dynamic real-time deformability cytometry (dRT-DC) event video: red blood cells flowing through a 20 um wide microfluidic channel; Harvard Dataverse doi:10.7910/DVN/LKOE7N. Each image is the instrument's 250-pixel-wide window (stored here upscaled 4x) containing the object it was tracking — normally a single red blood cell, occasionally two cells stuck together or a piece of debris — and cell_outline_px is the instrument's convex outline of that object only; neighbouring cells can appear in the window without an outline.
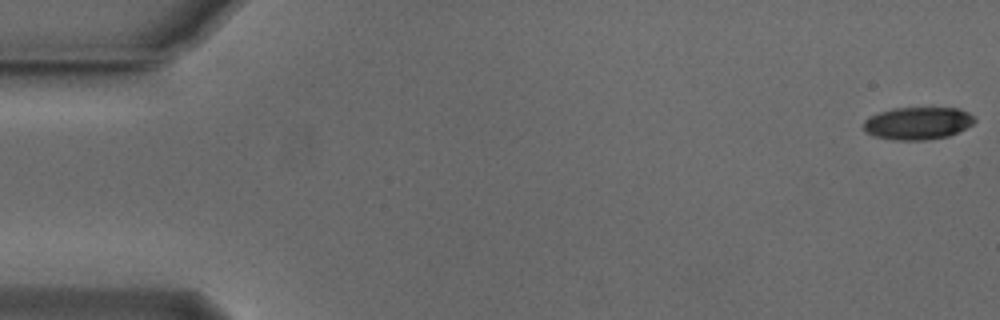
{"species": "Egyptian fruit bat (a non-hibernating species)", "species_latin": "Rousettus aegyptiacus", "temperature_condition": "cold", "stored_images_in_passage": 18, "camera_frame_rate_fps": 3000, "um_per_image_px": 0.085, "animal": {"sex": "male"}, "frame": {"image": 1, "passage_image": 1, "time_ms": 0.0, "image_size_px": [1000, 320], "cell_outline_px": [[976, 120], [972, 124], [948, 136], [928, 140], [896, 140], [872, 136], [864, 132], [864, 120], [868, 116], [892, 108], [960, 108], [968, 112]], "centroid_in_image_um": [77.96, 10.48], "position_along_channel_um": 7.0, "area_um2": 21.1}}
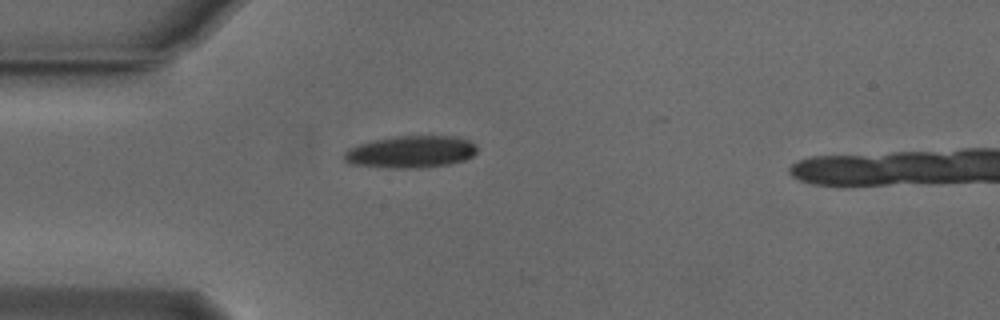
{"frame": {"image": 2, "passage_image": 15, "time_ms": 4.667, "image_size_px": [1000, 320], "cell_outline_px": [[476, 152], [472, 156], [464, 160], [448, 164], [420, 168], [396, 168], [348, 164], [344, 160], [344, 152], [348, 148], [372, 140], [396, 136], [460, 136], [472, 140], [476, 144]], "centroid_in_image_um": [34.94, 12.89], "position_along_channel_um": 50.1, "area_um2": 25.09}}